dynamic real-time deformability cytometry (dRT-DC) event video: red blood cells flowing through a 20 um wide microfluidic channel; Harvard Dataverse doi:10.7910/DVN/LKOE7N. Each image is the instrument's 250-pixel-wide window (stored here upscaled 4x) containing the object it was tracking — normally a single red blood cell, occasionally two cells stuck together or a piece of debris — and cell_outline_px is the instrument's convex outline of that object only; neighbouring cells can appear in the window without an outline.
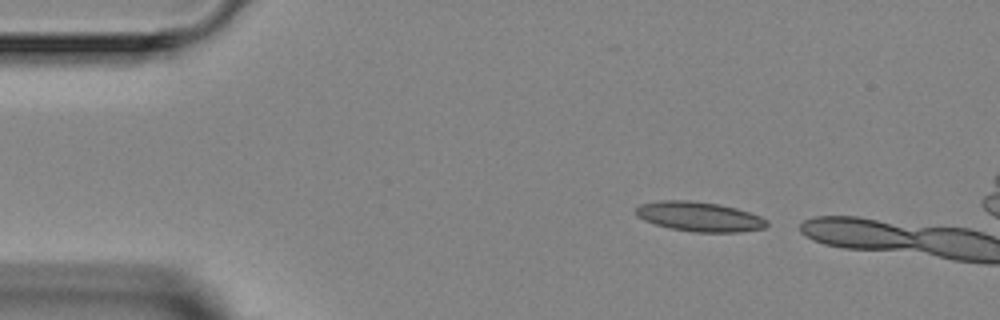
{"species": "Egyptian fruit bat (a non-hibernating species)", "species_latin": "Rousettus aegyptiacus", "temperature_condition": "room temperature", "stored_images_in_passage": 3, "camera_frame_rate_fps": 3000, "um_per_image_px": 0.085, "animal": {"sex": "female"}, "frame": {"image": 1, "passage_image": 1, "time_ms": 0.0, "image_size_px": [1000, 320], "cell_outline_px": [[768, 224], [764, 228], [740, 232], [696, 232], [668, 228], [644, 220], [636, 216], [636, 208], [640, 204], [660, 200], [692, 200], [716, 204], [736, 208], [760, 216], [768, 220]], "centroid_in_image_um": [59.43, 18.41], "position_along_channel_um": 25.6, "area_um2": 22.6}}